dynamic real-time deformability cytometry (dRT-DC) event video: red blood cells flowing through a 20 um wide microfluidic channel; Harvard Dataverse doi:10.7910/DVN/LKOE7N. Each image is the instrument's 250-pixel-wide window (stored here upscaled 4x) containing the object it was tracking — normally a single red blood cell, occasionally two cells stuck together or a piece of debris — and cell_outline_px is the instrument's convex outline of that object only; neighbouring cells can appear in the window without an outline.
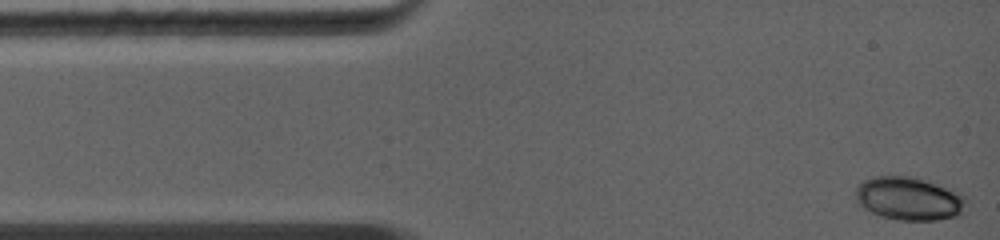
{"species": "common noctule bat (a hibernating species)", "species_latin": "Nyctalus noctula", "temperature_condition": "warm", "stored_images_in_passage": 53, "camera_frame_rate_fps": 5000, "um_per_image_px": 0.085, "animal": {"sex": "female", "body_mass_g": 19.0, "forearm_length_mm": 56.7}, "frame": {"image": 1, "passage_image": 1, "time_ms": 0.0, "image_size_px": [1000, 240], "cell_outline_px": [[968, 200], [960, 216], [936, 220], [896, 220], [880, 216], [864, 208], [856, 200], [856, 188], [864, 180], [876, 176], [916, 176], [960, 192]], "centroid_in_image_um": [77.31, 16.88], "position_along_channel_um": 7.7, "area_um2": 28.15}}
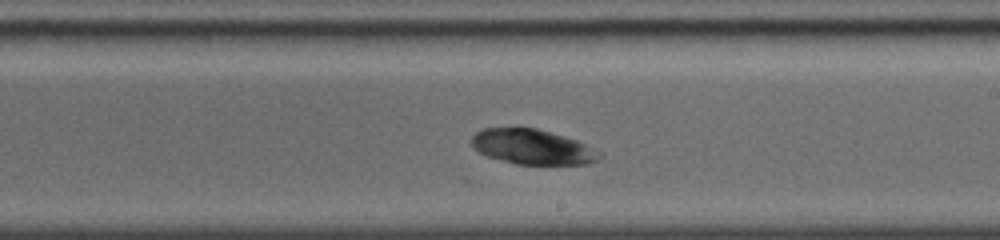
{"frame": {"image": 2, "passage_image": 28, "time_ms": 7.0, "image_size_px": [1000, 240], "cell_outline_px": [[600, 156], [596, 160], [588, 164], [516, 164], [488, 156], [480, 152], [472, 144], [472, 136], [476, 132], [484, 128], [536, 128], [564, 136], [576, 140], [600, 152]], "centroid_in_image_um": [45.25, 12.48], "position_along_channel_um": 243.8, "area_um2": 25.61}}
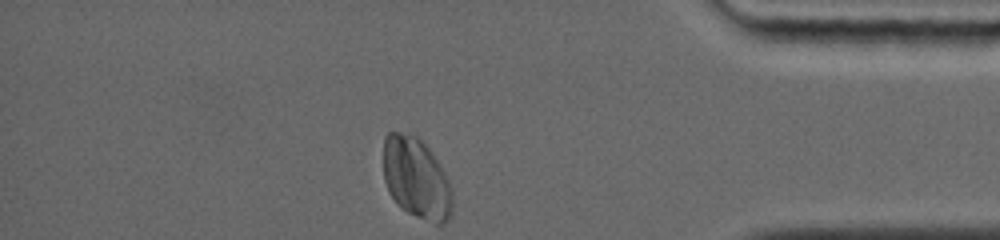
{"frame": {"image": 3, "passage_image": 53, "time_ms": 11.2, "image_size_px": [1000, 240], "cell_outline_px": [[452, 216], [444, 224], [436, 224], [416, 216], [400, 208], [396, 204], [388, 192], [384, 180], [384, 136], [388, 132], [400, 132], [416, 136], [432, 152], [444, 172], [448, 180], [452, 192]], "centroid_in_image_um": [35.38, 15.18], "position_along_channel_um": 399.8, "area_um2": 32.77}, "authors_computed_cell_mechanics": {"area_um2": 26.299, "velocity_mm_per_s": 4.4058, "shape_relaxation_time_tau1_ms": 1.6113, "shape_relaxation_time_tau2_ms": 2.2559, "deformation_change_tau1": 0.0505, "deformation_change_tau2": 0.0359}}